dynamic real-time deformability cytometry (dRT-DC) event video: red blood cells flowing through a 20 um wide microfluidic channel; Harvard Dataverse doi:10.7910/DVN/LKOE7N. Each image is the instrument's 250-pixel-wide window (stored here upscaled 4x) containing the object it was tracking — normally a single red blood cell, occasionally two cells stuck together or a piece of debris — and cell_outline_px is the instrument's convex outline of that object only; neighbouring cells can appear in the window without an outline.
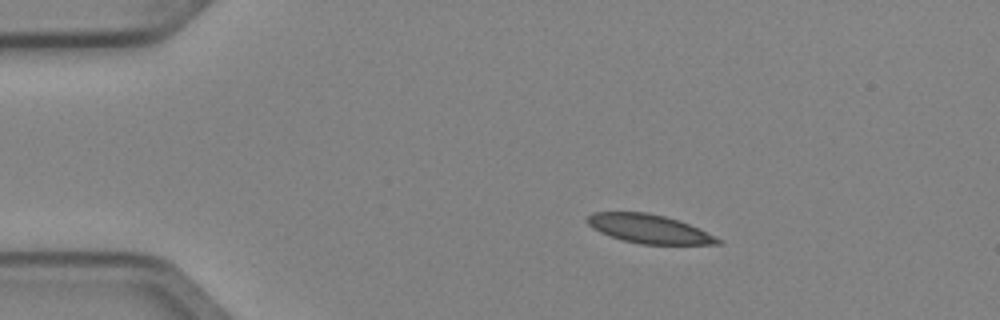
{"species": "Egyptian fruit bat (a non-hibernating species)", "species_latin": "Rousettus aegyptiacus", "temperature_condition": "cold", "stored_images_in_passage": 6, "camera_frame_rate_fps": 3000, "um_per_image_px": 0.085, "animal": {"sex": "female"}, "frame": {"image": 1, "passage_image": 2, "time_ms": 0.333, "image_size_px": [1000, 320], "cell_outline_px": [[724, 240], [720, 244], [640, 244], [624, 240], [600, 232], [592, 228], [584, 220], [592, 212], [648, 212], [664, 216], [688, 224]], "centroid_in_image_um": [55.14, 19.45], "position_along_channel_um": 29.9, "area_um2": 21.68}}
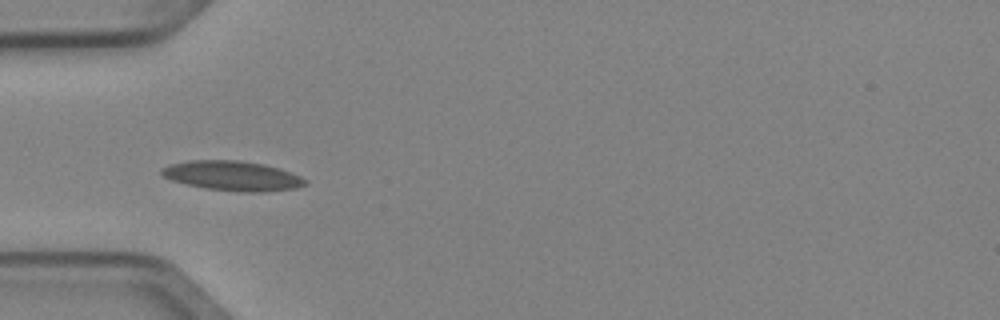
{"frame": {"image": 2, "passage_image": 4, "time_ms": 1.0, "image_size_px": [1000, 320], "cell_outline_px": [[308, 184], [296, 188], [264, 192], [236, 192], [204, 188], [172, 180], [164, 176], [160, 172], [160, 168], [172, 164], [188, 160], [236, 160], [264, 164], [280, 168], [300, 176], [308, 180]], "centroid_in_image_um": [19.79, 14.95], "position_along_channel_um": 65.2, "area_um2": 24.97}}
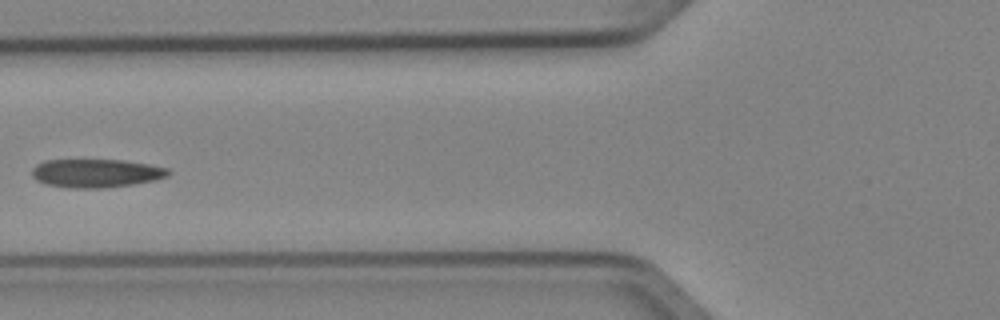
{"frame": {"image": 3, "passage_image": 5, "time_ms": 1.333, "image_size_px": [1000, 320], "cell_outline_px": [[172, 172], [168, 176], [156, 180], [132, 184], [104, 188], [68, 188], [44, 184], [36, 180], [32, 176], [32, 168], [36, 164], [44, 160], [120, 160], [148, 164], [168, 168]], "centroid_in_image_um": [8.15, 14.73], "position_along_channel_um": 117.7, "area_um2": 22.77}}